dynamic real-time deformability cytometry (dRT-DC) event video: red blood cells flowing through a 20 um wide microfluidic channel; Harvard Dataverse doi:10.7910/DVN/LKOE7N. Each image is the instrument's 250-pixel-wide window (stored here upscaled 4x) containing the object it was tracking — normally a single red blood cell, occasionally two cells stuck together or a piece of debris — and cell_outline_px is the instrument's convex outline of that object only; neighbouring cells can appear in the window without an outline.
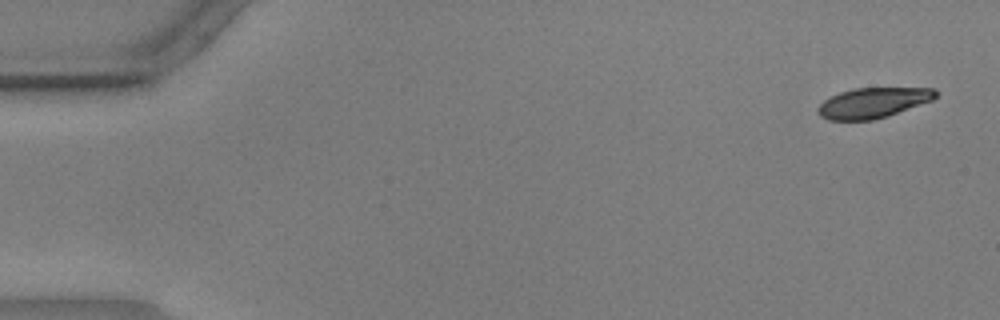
{"species": "common noctule bat (a hibernating species)", "species_latin": "Nyctalus noctula", "temperature_condition": "warm", "stored_images_in_passage": 55, "camera_frame_rate_fps": 3000, "um_per_image_px": 0.085, "animal": {"sex": "male", "body_mass_g": 17.9, "forearm_length_mm": 54.2}, "frame": {"image": 1, "passage_image": 1, "time_ms": 0.0, "image_size_px": [1000, 320], "cell_outline_px": [[940, 92], [932, 100], [888, 116], [872, 120], [828, 120], [820, 116], [816, 112], [816, 108], [824, 100], [840, 92], [852, 88], [936, 88]], "centroid_in_image_um": [74.2, 8.73], "position_along_channel_um": 10.8, "area_um2": 20.87}}
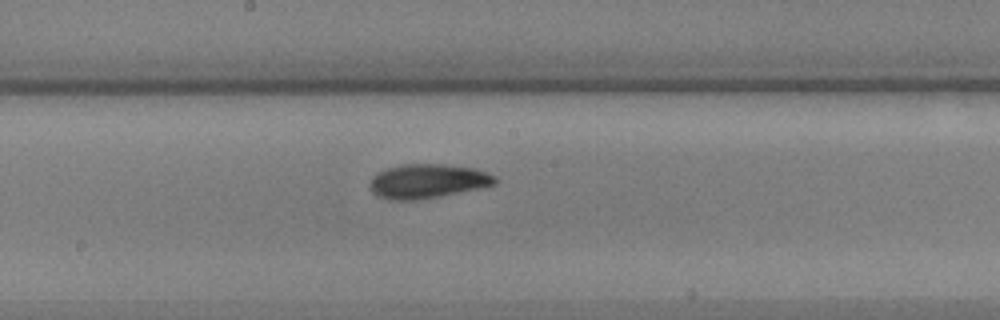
{"frame": {"image": 2, "passage_image": 29, "time_ms": 9.333, "image_size_px": [1000, 320], "cell_outline_px": [[496, 184], [440, 196], [416, 200], [388, 200], [376, 196], [372, 192], [372, 180], [380, 172], [388, 168], [404, 164], [444, 164], [472, 168], [488, 172], [496, 176]], "centroid_in_image_um": [36.37, 15.4], "position_along_channel_um": 211.8, "area_um2": 24.57}}
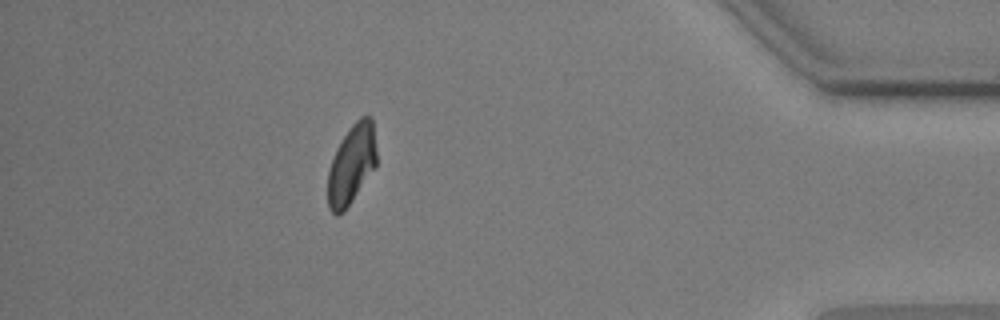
{"frame": {"image": 3, "passage_image": 49, "time_ms": 16.0, "image_size_px": [1000, 320], "cell_outline_px": [[376, 168], [344, 212], [336, 216], [328, 208], [328, 168], [336, 148], [352, 124], [360, 116], [372, 116], [376, 152]], "centroid_in_image_um": [29.88, 14.0], "position_along_channel_um": 405.3, "area_um2": 22.83}, "authors_computed_cell_mechanics": {"area_um2": 23.409, "velocity_mm_per_s": 3.5732, "shape_relaxation_time_tau1_ms": 3.028, "shape_relaxation_time_tau2_ms": 2.2817, "deformation_change_tau1": 0.1305, "deformation_change_tau2": 0.0691}}